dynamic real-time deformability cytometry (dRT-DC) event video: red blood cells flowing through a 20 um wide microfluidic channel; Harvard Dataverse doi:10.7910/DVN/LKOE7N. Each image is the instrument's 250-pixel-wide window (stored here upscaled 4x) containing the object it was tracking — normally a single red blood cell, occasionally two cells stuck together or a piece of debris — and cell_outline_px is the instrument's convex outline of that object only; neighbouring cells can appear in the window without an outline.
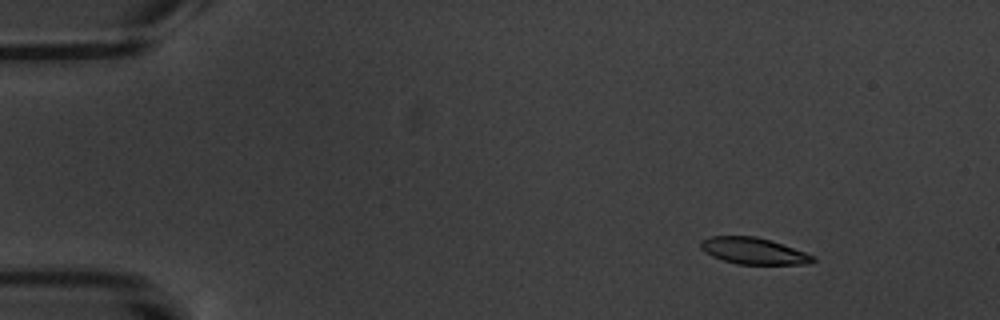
{"species": "common noctule bat (a hibernating species)", "species_latin": "Nyctalus noctula", "temperature_condition": "warm", "stored_images_in_passage": 5, "camera_frame_rate_fps": 3000, "um_per_image_px": 0.085, "animal": {"sex": "male", "body_mass_g": 20.1, "forearm_length_mm": 53.5}, "frame": {"image": 1, "passage_image": 2, "time_ms": 2.0, "image_size_px": [1000, 320], "cell_outline_px": [[816, 260], [808, 264], [736, 264], [712, 256], [704, 252], [700, 248], [700, 240], [712, 236], [756, 236], [816, 256]], "centroid_in_image_um": [64.02, 21.33], "position_along_channel_um": 21.0, "area_um2": 17.17}}
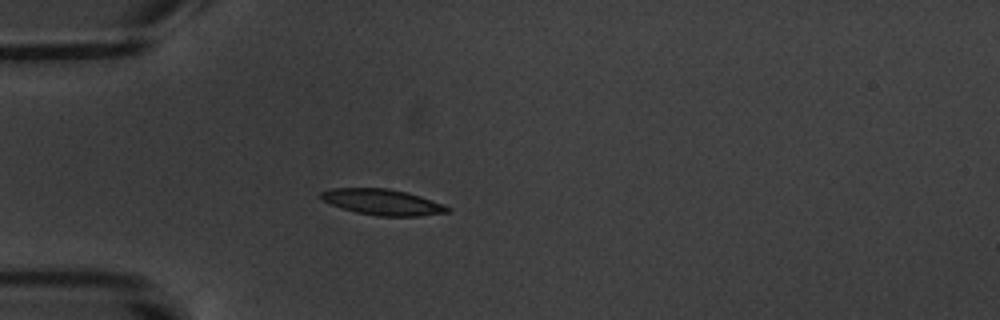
{"frame": {"image": 2, "passage_image": 5, "time_ms": 5.333, "image_size_px": [1000, 320], "cell_outline_px": [[452, 208], [448, 212], [420, 216], [376, 216], [356, 212], [332, 204], [316, 196], [320, 192], [332, 188], [388, 188], [408, 192], [444, 204]], "centroid_in_image_um": [32.53, 17.17], "position_along_channel_um": 52.5, "area_um2": 19.13}}